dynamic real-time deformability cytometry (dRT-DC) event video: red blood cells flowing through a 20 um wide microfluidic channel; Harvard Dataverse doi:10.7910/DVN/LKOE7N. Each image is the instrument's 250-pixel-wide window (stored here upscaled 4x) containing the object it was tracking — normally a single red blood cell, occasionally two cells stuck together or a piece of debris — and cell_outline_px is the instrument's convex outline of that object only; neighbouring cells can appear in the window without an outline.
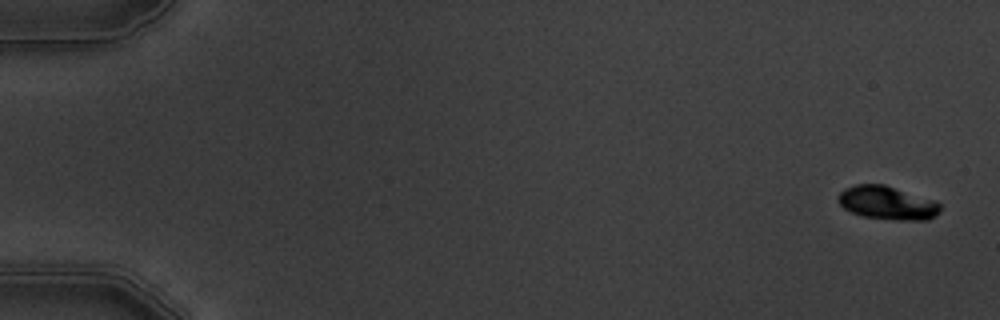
{"species": "common noctule bat (a hibernating species)", "species_latin": "Nyctalus noctula", "temperature_condition": "warm", "stored_images_in_passage": 7, "camera_frame_rate_fps": 3000, "um_per_image_px": 0.085, "animal": {"sex": "male", "body_mass_g": 19.5, "forearm_length_mm": 54.6}, "frame": {"image": 1, "passage_image": 1, "time_ms": 0.0, "image_size_px": [1000, 320], "cell_outline_px": [[940, 212], [936, 216], [928, 220], [892, 220], [864, 216], [852, 212], [844, 208], [836, 200], [840, 192], [844, 188], [856, 184], [884, 184], [936, 200], [940, 204]], "centroid_in_image_um": [75.44, 17.24], "position_along_channel_um": 9.6, "area_um2": 20.11}}
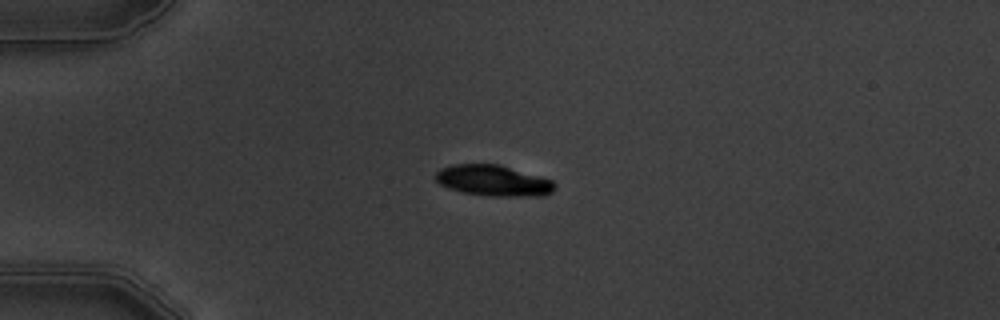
{"frame": {"image": 2, "passage_image": 5, "time_ms": 4.333, "image_size_px": [1000, 320], "cell_outline_px": [[556, 188], [552, 192], [544, 196], [488, 196], [464, 192], [448, 188], [440, 184], [436, 180], [436, 172], [440, 168], [452, 164], [500, 164], [552, 180], [556, 184]], "centroid_in_image_um": [41.95, 15.35], "position_along_channel_um": 43.0, "area_um2": 21.56}}